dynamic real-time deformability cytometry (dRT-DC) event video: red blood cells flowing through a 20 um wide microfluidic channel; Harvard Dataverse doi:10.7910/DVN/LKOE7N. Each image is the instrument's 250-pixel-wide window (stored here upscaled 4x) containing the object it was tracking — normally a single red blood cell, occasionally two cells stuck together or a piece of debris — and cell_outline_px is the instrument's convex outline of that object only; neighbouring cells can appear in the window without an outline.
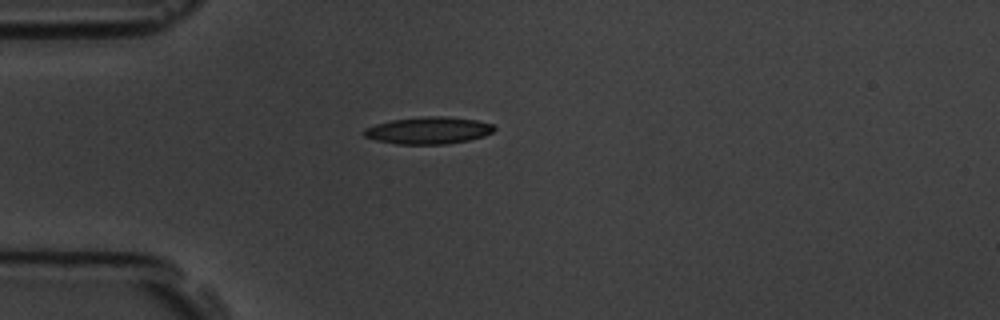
{"species": "common noctule bat (a hibernating species)", "species_latin": "Nyctalus noctula", "temperature_condition": "room temperature", "stored_images_in_passage": 1, "camera_frame_rate_fps": 3000, "um_per_image_px": 0.085, "animal": {"sex": "male", "body_mass_g": 19.5, "forearm_length_mm": 54.6}, "frame": {"image": 1, "passage_image": 1, "time_ms": 0.0, "image_size_px": [1000, 320], "cell_outline_px": [[496, 128], [492, 132], [484, 136], [468, 140], [448, 144], [396, 144], [376, 140], [364, 136], [360, 132], [364, 128], [376, 124], [392, 120], [424, 116], [444, 116], [476, 120], [492, 124]], "centroid_in_image_um": [36.39, 11.09], "position_along_channel_um": 48.6, "area_um2": 20.58}}